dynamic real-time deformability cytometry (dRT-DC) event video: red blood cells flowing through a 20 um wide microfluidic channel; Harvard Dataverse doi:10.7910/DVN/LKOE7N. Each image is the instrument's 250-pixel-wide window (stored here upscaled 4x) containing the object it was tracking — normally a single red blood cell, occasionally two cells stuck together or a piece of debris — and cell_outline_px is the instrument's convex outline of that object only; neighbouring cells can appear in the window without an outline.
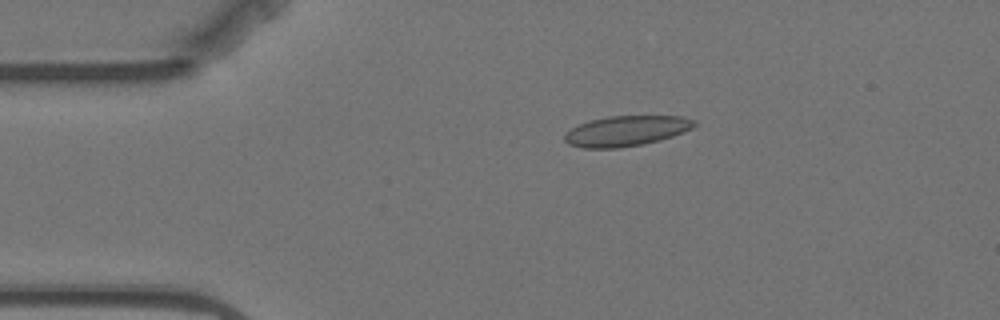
{"species": "Egyptian fruit bat (a non-hibernating species)", "species_latin": "Rousettus aegyptiacus", "temperature_condition": "warm", "stored_images_in_passage": 4, "camera_frame_rate_fps": 3000, "um_per_image_px": 0.085, "animal": {"sex": "female"}, "frame": {"image": 1, "passage_image": 3, "time_ms": 2.333, "image_size_px": [1000, 320], "cell_outline_px": [[696, 124], [692, 128], [672, 136], [660, 140], [640, 144], [616, 148], [584, 148], [568, 144], [564, 140], [564, 136], [572, 128], [580, 124], [592, 120], [608, 116], [680, 116], [696, 120]], "centroid_in_image_um": [53.24, 11.12], "position_along_channel_um": 31.8, "area_um2": 22.6}}